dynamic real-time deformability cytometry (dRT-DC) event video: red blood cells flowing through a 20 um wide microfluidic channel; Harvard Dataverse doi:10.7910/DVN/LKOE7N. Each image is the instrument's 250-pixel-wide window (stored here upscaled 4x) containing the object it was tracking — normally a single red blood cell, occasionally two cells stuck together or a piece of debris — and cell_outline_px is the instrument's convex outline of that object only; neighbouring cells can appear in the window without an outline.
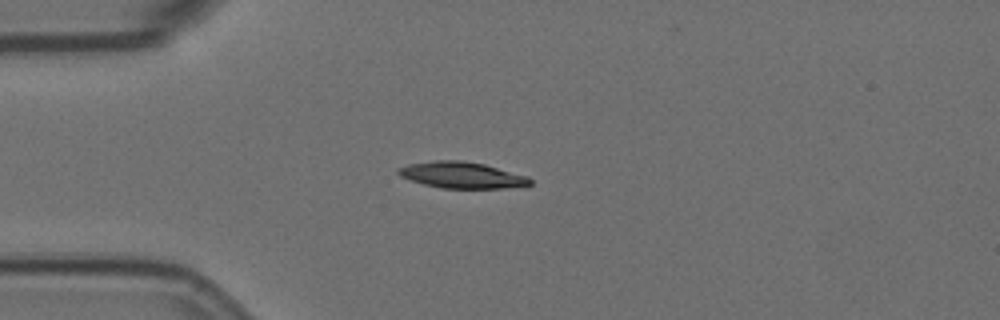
{"species": "Egyptian fruit bat (a non-hibernating species)", "species_latin": "Rousettus aegyptiacus", "temperature_condition": "room temperature", "stored_images_in_passage": 6, "camera_frame_rate_fps": 3000, "um_per_image_px": 0.085, "animal": {"sex": "female"}, "frame": {"image": 1, "passage_image": 5, "time_ms": 1.333, "image_size_px": [1000, 320], "cell_outline_px": [[532, 184], [504, 188], [440, 188], [424, 184], [400, 176], [396, 172], [396, 168], [408, 164], [436, 160], [460, 160], [484, 164], [528, 176], [532, 180]], "centroid_in_image_um": [39.23, 14.88], "position_along_channel_um": 45.8, "area_um2": 20.11}}
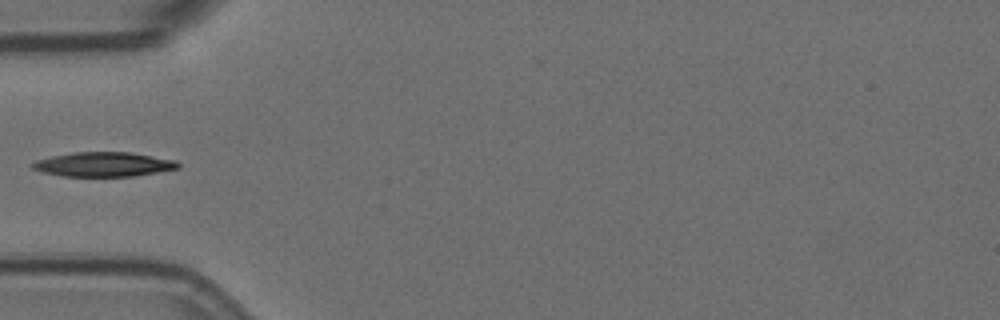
{"frame": {"image": 2, "passage_image": 6, "time_ms": 1.667, "image_size_px": [1000, 320], "cell_outline_px": [[180, 168], [132, 176], [60, 176], [44, 172], [32, 168], [28, 164], [36, 160], [52, 156], [76, 152], [128, 152], [176, 160], [180, 164]], "centroid_in_image_um": [8.78, 13.97], "position_along_channel_um": 76.2, "area_um2": 20.63}}